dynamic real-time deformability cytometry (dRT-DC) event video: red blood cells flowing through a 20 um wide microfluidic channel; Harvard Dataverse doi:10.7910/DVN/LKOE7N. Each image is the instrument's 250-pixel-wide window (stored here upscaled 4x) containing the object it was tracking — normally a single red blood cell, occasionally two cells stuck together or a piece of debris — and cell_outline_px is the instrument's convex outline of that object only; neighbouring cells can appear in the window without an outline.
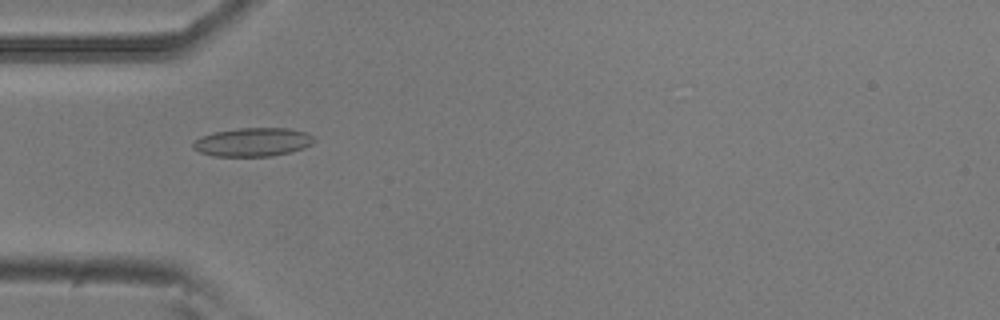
{"species": "common noctule bat (a hibernating species)", "species_latin": "Nyctalus noctula", "temperature_condition": "room temperature", "stored_images_in_passage": 53, "camera_frame_rate_fps": 3000, "um_per_image_px": 0.085, "animal": {"sex": "male", "body_mass_g": 20.5, "forearm_length_mm": 52.5}, "frame": {"image": 1, "passage_image": 16, "time_ms": 5.0, "image_size_px": [1000, 320], "cell_outline_px": [[316, 140], [312, 144], [304, 148], [292, 152], [272, 156], [212, 156], [200, 152], [192, 148], [192, 144], [200, 136], [216, 132], [240, 128], [288, 128], [308, 132]], "centroid_in_image_um": [21.52, 12.08], "position_along_channel_um": 63.5, "area_um2": 20.29}}
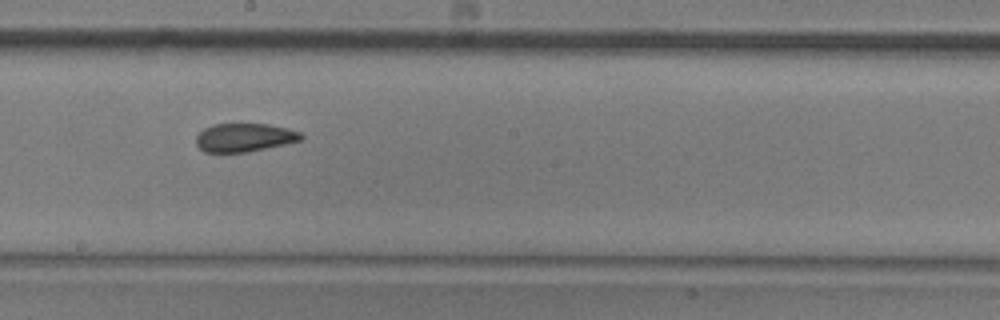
{"frame": {"image": 2, "passage_image": 29, "time_ms": 9.333, "image_size_px": [1000, 320], "cell_outline_px": [[304, 136], [300, 140], [284, 144], [244, 152], [204, 152], [196, 144], [196, 136], [204, 128], [212, 124], [268, 124], [288, 128], [300, 132]], "centroid_in_image_um": [20.75, 11.68], "position_along_channel_um": 227.4, "area_um2": 17.22}}
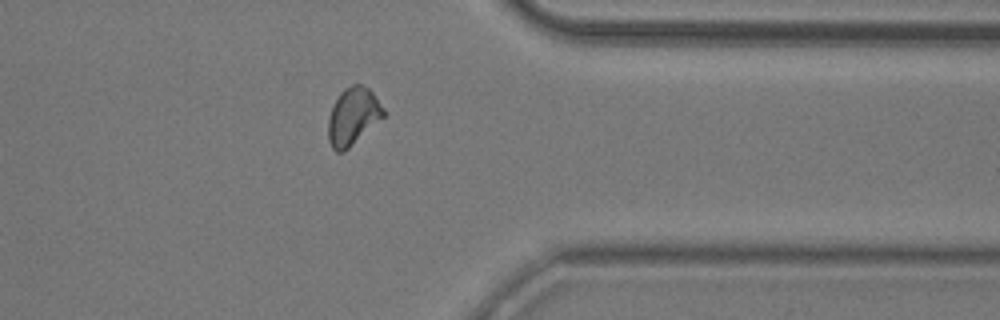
{"frame": {"image": 3, "passage_image": 42, "time_ms": 13.667, "image_size_px": [1000, 320], "cell_outline_px": [[384, 116], [344, 152], [336, 152], [332, 148], [328, 140], [328, 120], [332, 104], [340, 92], [344, 88], [352, 84], [360, 84], [368, 88], [376, 96], [384, 108]], "centroid_in_image_um": [29.98, 9.88], "position_along_channel_um": 381.4, "area_um2": 18.5}, "authors_computed_cell_mechanics": {"area_um2": 18.496, "velocity_mm_per_s": 3.7787, "shape_relaxation_time_tau1_ms": 9.3972, "shape_relaxation_time_tau2_ms": 1.6214, "deformation_change_tau1": 0.153, "deformation_change_tau2": 0.0711}}